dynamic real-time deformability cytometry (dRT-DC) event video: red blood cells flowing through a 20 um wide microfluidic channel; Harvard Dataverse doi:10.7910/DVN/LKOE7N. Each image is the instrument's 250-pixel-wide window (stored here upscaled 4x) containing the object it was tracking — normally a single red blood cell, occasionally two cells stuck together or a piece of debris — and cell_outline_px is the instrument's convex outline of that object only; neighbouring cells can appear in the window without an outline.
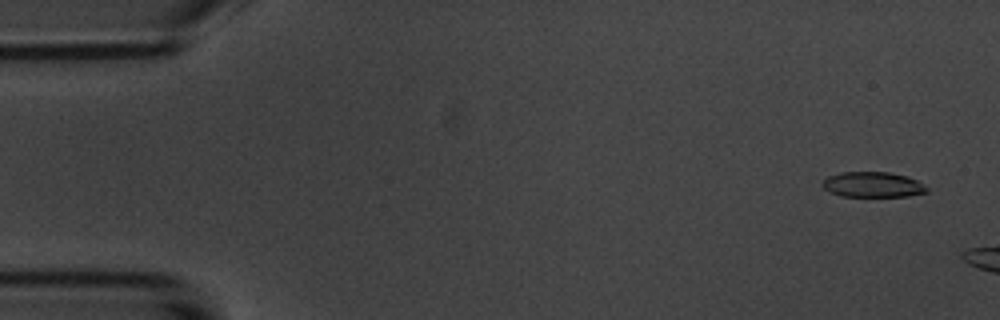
{"species": "common noctule bat (a hibernating species)", "species_latin": "Nyctalus noctula", "temperature_condition": "room temperature", "stored_images_in_passage": 3, "camera_frame_rate_fps": 3000, "um_per_image_px": 0.085, "animal": {"sex": "male", "body_mass_g": 20.1, "forearm_length_mm": 53.5}, "frame": {"image": 1, "passage_image": 1, "time_ms": 0.0, "image_size_px": [1000, 320], "cell_outline_px": [[928, 192], [908, 196], [840, 196], [828, 192], [820, 184], [828, 176], [840, 172], [888, 172], [908, 176], [916, 180], [928, 188]], "centroid_in_image_um": [74.16, 15.69], "position_along_channel_um": 10.8, "area_um2": 15.49}}